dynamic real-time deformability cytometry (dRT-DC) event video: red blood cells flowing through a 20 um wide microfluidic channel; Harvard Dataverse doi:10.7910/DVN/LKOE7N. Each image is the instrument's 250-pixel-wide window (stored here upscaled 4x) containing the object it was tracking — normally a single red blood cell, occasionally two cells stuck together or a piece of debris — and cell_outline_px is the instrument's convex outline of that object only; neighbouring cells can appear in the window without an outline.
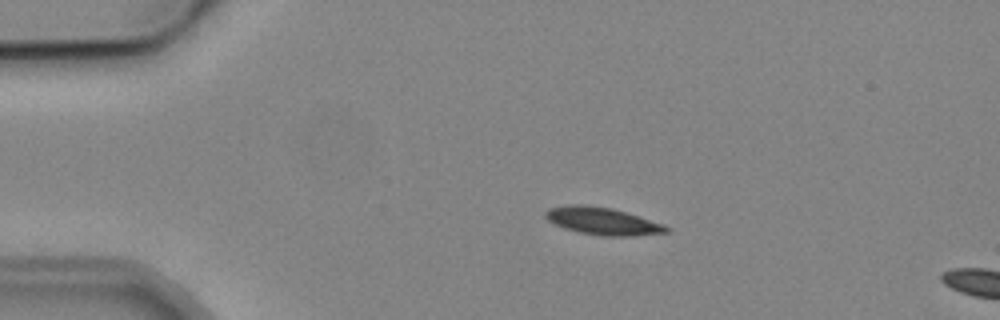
{"species": "common noctule bat (a hibernating species)", "species_latin": "Nyctalus noctula", "temperature_condition": "cold", "stored_images_in_passage": 4, "camera_frame_rate_fps": 3000, "um_per_image_px": 0.085, "animal": {"sex": "male", "body_mass_g": 19.2, "forearm_length_mm": 51.8}, "frame": {"image": 1, "passage_image": 2, "time_ms": 1.333, "image_size_px": [1000, 320], "cell_outline_px": [[672, 232], [636, 236], [604, 236], [580, 232], [564, 228], [548, 220], [544, 216], [544, 212], [548, 208], [568, 204], [584, 204], [612, 208], [664, 224], [672, 228]], "centroid_in_image_um": [51.25, 18.79], "position_along_channel_um": 33.7, "area_um2": 19.48}}